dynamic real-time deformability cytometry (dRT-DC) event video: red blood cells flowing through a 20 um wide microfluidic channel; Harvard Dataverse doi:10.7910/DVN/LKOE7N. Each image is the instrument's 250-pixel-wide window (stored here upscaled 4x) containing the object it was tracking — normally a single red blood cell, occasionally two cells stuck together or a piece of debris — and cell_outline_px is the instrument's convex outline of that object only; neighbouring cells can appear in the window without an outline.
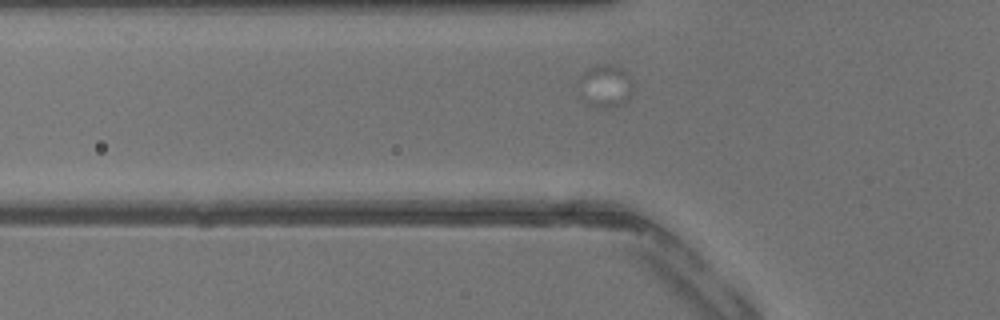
{"species": "common noctule bat (a hibernating species)", "species_latin": "Nyctalus noctula", "temperature_condition": "warm", "stored_images_in_passage": 9, "camera_frame_rate_fps": 3000, "um_per_image_px": 0.085, "animal": {"sex": "male", "body_mass_g": 13.3}, "frame": {"image": 1, "passage_image": 3, "time_ms": 0.667, "image_size_px": [1000, 320], "cell_outline_px": [[632, 88], [628, 96], [620, 104], [612, 108], [596, 108], [588, 104], [580, 92], [580, 76], [588, 68], [600, 64], [612, 64], [628, 72], [632, 76]], "centroid_in_image_um": [51.46, 7.29], "position_along_channel_um": 74.3, "area_um2": 13.41}}
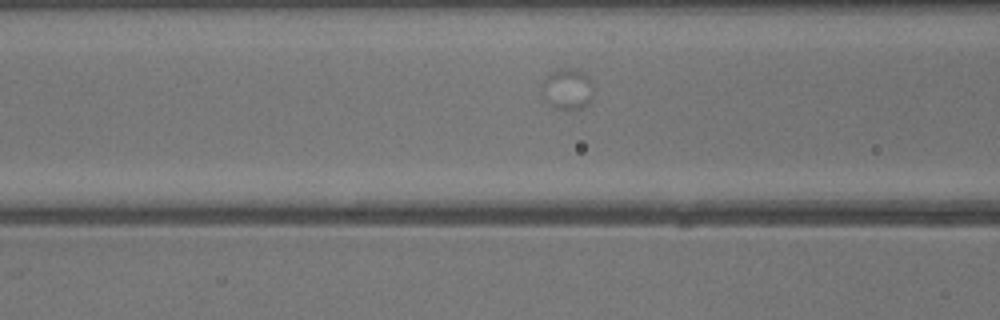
{"frame": {"image": 2, "passage_image": 6, "time_ms": 1.667, "image_size_px": [1000, 320], "cell_outline_px": [[592, 96], [588, 104], [580, 108], [552, 108], [548, 104], [544, 96], [540, 84], [552, 72], [564, 68], [568, 68], [580, 72], [588, 76], [592, 80]], "centroid_in_image_um": [48.22, 7.57], "position_along_channel_um": 118.4, "area_um2": 12.02}}